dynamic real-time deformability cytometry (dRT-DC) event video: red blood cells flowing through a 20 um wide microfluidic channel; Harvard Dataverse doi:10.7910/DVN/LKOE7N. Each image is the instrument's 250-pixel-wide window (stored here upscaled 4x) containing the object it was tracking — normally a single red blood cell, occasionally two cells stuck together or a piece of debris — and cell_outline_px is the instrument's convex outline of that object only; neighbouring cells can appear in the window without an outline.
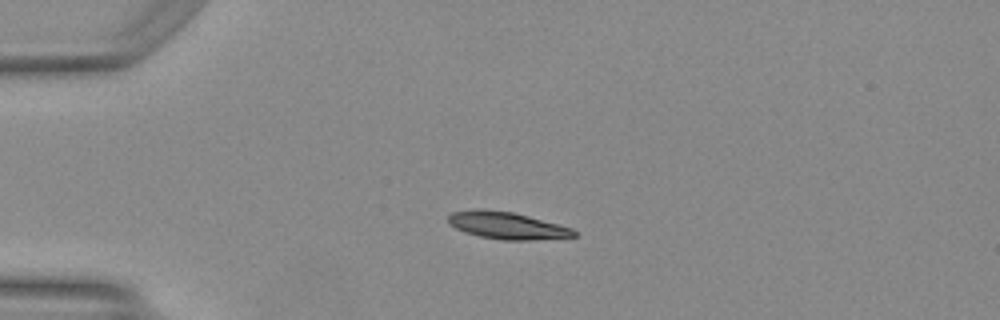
{"species": "Egyptian fruit bat (a non-hibernating species)", "species_latin": "Rousettus aegyptiacus", "temperature_condition": "warm", "stored_images_in_passage": 38, "camera_frame_rate_fps": 3000, "um_per_image_px": 0.085, "animal": {"sex": "female"}, "frame": {"image": 1, "passage_image": 1, "time_ms": 0.0, "image_size_px": [1000, 320], "cell_outline_px": [[576, 236], [528, 240], [504, 240], [480, 236], [464, 232], [456, 228], [448, 220], [448, 216], [452, 212], [512, 212], [528, 216], [572, 228], [576, 232]], "centroid_in_image_um": [43.17, 19.22], "position_along_channel_um": 41.8, "area_um2": 18.67}}
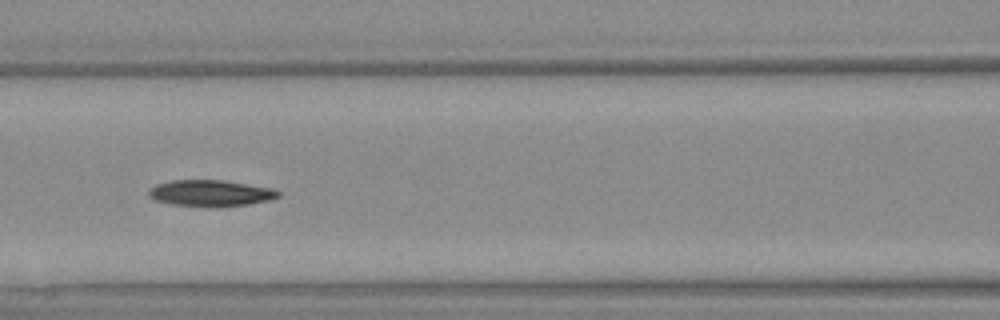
{"frame": {"image": 2, "passage_image": 11, "time_ms": 3.333, "image_size_px": [1000, 320], "cell_outline_px": [[280, 196], [268, 200], [248, 204], [212, 208], [172, 204], [156, 200], [148, 196], [148, 192], [156, 184], [172, 180], [224, 180], [276, 188], [280, 192]], "centroid_in_image_um": [17.94, 16.42], "position_along_channel_um": 148.7, "area_um2": 20.11}}
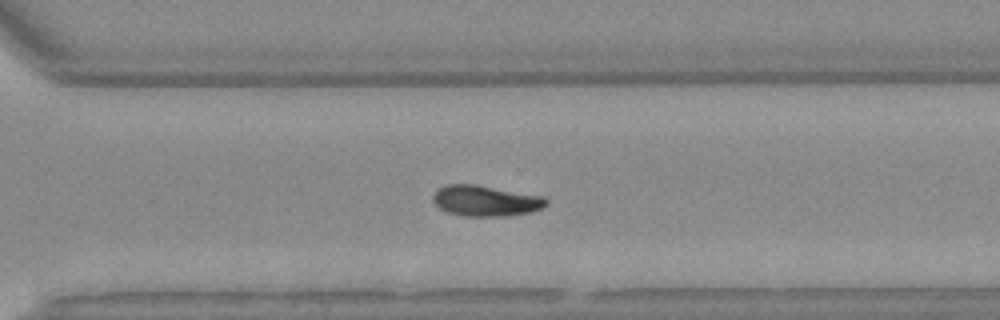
{"frame": {"image": 3, "passage_image": 24, "time_ms": 7.667, "image_size_px": [1000, 320], "cell_outline_px": [[548, 204], [532, 212], [508, 216], [464, 216], [448, 212], [440, 208], [432, 200], [432, 196], [436, 188], [444, 184], [476, 184], [544, 196], [548, 200]], "centroid_in_image_um": [41.27, 17.05], "position_along_channel_um": 329.3, "area_um2": 20.58}, "authors_computed_cell_mechanics": {"area_um2": 19.652, "velocity_mm_per_s": 4.1873, "shape_relaxation_time_tau1_ms": 3.5579, "shape_relaxation_time_tau2_ms": null, "deformation_change_tau1": 0.1366, "deformation_change_tau2": null}}